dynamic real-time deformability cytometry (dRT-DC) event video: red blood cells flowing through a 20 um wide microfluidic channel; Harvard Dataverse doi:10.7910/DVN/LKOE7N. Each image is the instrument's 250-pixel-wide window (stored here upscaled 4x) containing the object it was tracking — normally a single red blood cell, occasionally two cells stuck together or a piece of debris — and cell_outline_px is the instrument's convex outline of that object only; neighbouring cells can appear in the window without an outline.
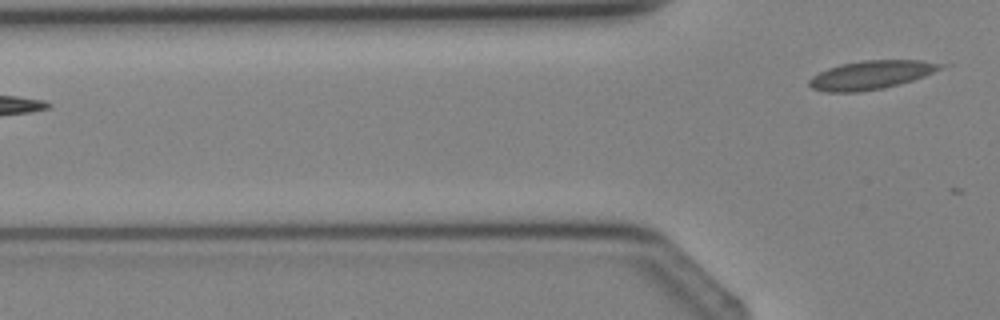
{"species": "Egyptian fruit bat (a non-hibernating species)", "species_latin": "Rousettus aegyptiacus", "temperature_condition": "cold", "stored_images_in_passage": 4, "camera_frame_rate_fps": 3000, "um_per_image_px": 0.085, "animal": {"sex": "female"}, "frame": {"image": 1, "passage_image": 4, "time_ms": 3.667, "image_size_px": [1000, 320], "cell_outline_px": [[956, 64], [924, 76], [912, 80], [880, 88], [856, 92], [828, 92], [812, 88], [808, 84], [808, 80], [812, 76], [828, 68], [840, 64], [864, 60], [920, 60]], "centroid_in_image_um": [74.13, 6.34], "position_along_channel_um": 51.7, "area_um2": 22.02}}